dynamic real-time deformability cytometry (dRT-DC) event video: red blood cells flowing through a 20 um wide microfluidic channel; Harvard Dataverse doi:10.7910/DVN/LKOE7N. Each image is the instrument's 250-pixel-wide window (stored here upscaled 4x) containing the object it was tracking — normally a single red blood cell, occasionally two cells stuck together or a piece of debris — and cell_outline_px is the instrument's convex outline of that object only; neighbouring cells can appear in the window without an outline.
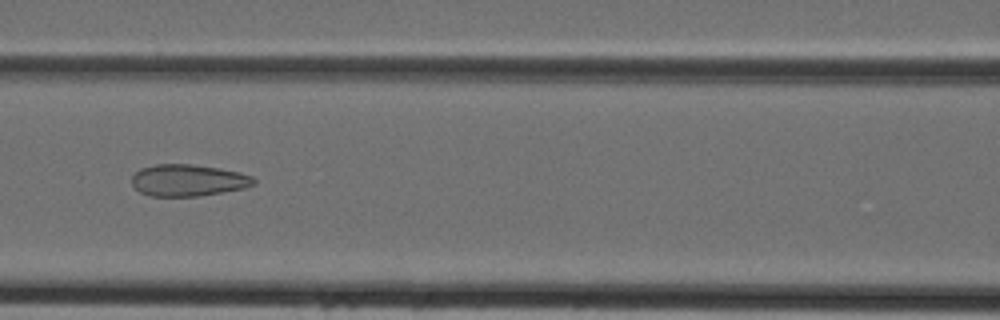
{"species": "Egyptian fruit bat (a non-hibernating species)", "species_latin": "Rousettus aegyptiacus", "temperature_condition": "cold", "stored_images_in_passage": 37, "camera_frame_rate_fps": 3000, "um_per_image_px": 0.085, "animal": {"sex": "female"}, "frame": {"image": 1, "passage_image": 12, "time_ms": 3.667, "image_size_px": [1000, 320], "cell_outline_px": [[256, 184], [244, 188], [200, 196], [148, 196], [140, 192], [132, 184], [132, 176], [140, 168], [156, 164], [188, 164], [220, 168], [240, 172], [252, 176], [256, 180]], "centroid_in_image_um": [16.0, 15.32], "position_along_channel_um": 150.6, "area_um2": 22.66}}
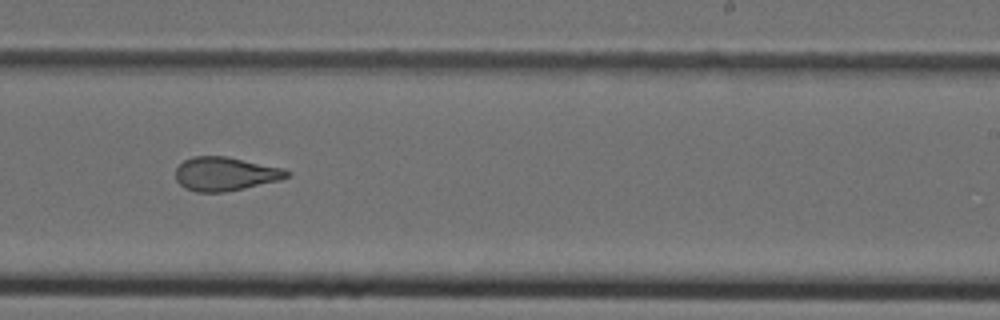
{"frame": {"image": 2, "passage_image": 20, "time_ms": 6.333, "image_size_px": [1000, 320], "cell_outline_px": [[292, 172], [288, 176], [280, 180], [244, 188], [224, 192], [196, 192], [184, 188], [176, 180], [176, 168], [184, 160], [192, 156], [228, 156], [284, 168]], "centroid_in_image_um": [19.15, 14.77], "position_along_channel_um": 269.8, "area_um2": 22.02}}
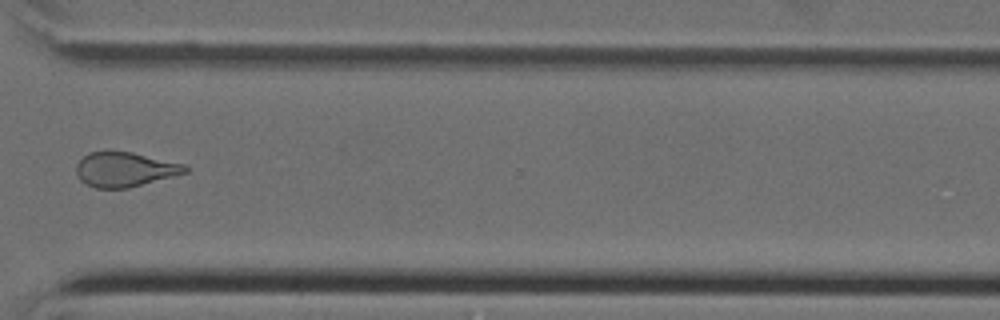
{"frame": {"image": 3, "passage_image": 26, "time_ms": 8.333, "image_size_px": [1000, 320], "cell_outline_px": [[188, 172], [128, 188], [96, 188], [84, 184], [80, 180], [76, 172], [76, 164], [88, 152], [132, 152], [184, 164], [188, 168]], "centroid_in_image_um": [10.59, 14.41], "position_along_channel_um": 360.0, "area_um2": 21.79}}